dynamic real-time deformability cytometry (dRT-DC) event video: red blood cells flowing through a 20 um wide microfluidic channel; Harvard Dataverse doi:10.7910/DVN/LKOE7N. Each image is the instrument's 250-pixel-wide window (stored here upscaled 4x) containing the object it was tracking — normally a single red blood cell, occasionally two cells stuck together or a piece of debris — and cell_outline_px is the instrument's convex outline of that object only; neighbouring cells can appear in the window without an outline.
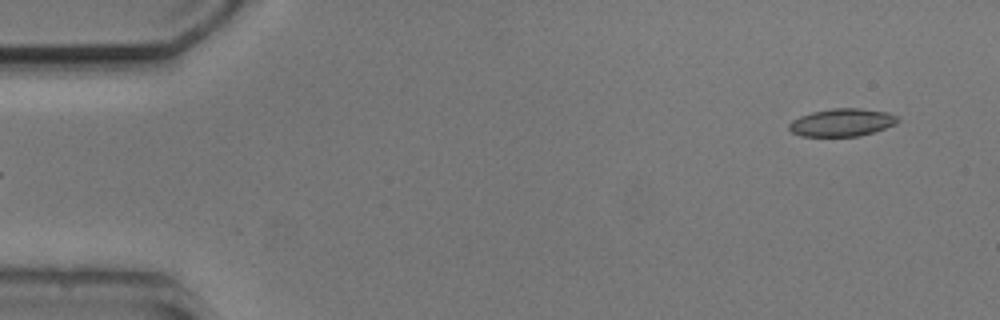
{"species": "common noctule bat (a hibernating species)", "species_latin": "Nyctalus noctula", "temperature_condition": "cold", "stored_images_in_passage": 2, "camera_frame_rate_fps": 3000, "um_per_image_px": 0.085, "animal": {"sex": "male", "body_mass_g": 20.5, "forearm_length_mm": 52.5}, "frame": {"image": 1, "passage_image": 2, "time_ms": 1.333, "image_size_px": [1000, 320], "cell_outline_px": [[900, 120], [896, 124], [860, 136], [800, 136], [792, 132], [788, 128], [788, 124], [792, 120], [800, 116], [812, 112], [832, 108], [860, 108], [888, 112], [900, 116]], "centroid_in_image_um": [71.58, 10.4], "position_along_channel_um": 13.4, "area_um2": 17.69}}